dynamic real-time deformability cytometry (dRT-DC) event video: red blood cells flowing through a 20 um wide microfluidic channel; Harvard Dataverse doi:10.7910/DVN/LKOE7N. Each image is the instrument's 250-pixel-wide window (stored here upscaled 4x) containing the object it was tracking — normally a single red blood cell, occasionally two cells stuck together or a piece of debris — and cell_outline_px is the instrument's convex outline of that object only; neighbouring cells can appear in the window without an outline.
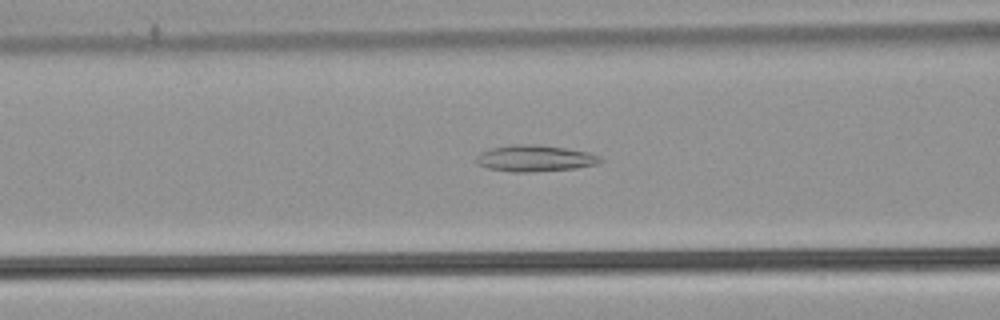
{"species": "common noctule bat (a hibernating species)", "species_latin": "Nyctalus noctula", "temperature_condition": "warm", "stored_images_in_passage": 43, "camera_frame_rate_fps": 3000, "um_per_image_px": 0.085, "animal": {"sex": "male", "body_mass_g": 21.5, "forearm_length_mm": 52.0}, "frame": {"image": 1, "passage_image": 12, "time_ms": 3.667, "image_size_px": [1000, 320], "cell_outline_px": [[604, 160], [596, 164], [576, 168], [532, 172], [512, 172], [488, 168], [476, 164], [476, 156], [480, 152], [492, 148], [512, 144], [540, 144], [568, 148], [588, 152], [600, 156]], "centroid_in_image_um": [45.46, 13.45], "position_along_channel_um": 121.1, "area_um2": 19.31}}
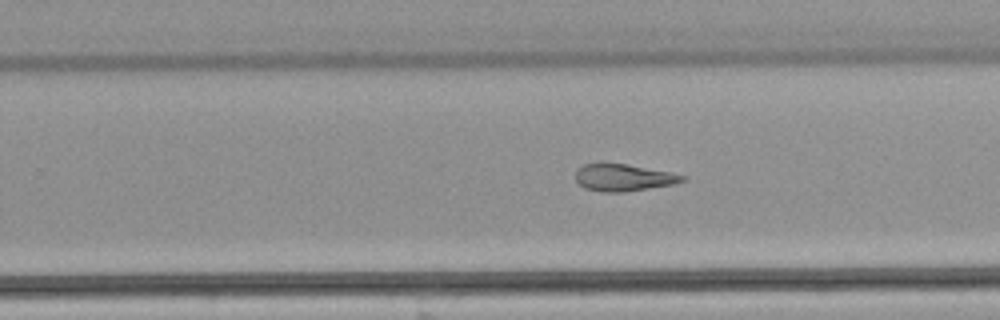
{"frame": {"image": 2, "passage_image": 24, "time_ms": 7.667, "image_size_px": [1000, 320], "cell_outline_px": [[688, 176], [684, 180], [672, 184], [624, 192], [600, 192], [584, 188], [576, 180], [576, 172], [584, 164], [628, 164], [672, 172]], "centroid_in_image_um": [53.02, 15.1], "position_along_channel_um": 276.8, "area_um2": 16.65}}
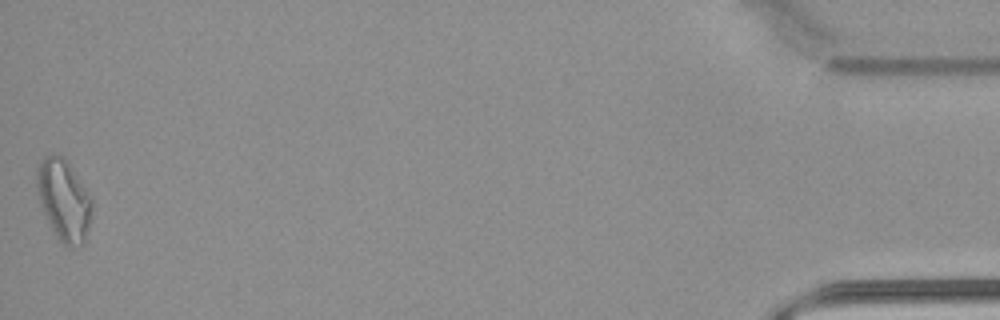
{"frame": {"image": 3, "passage_image": 43, "time_ms": 14.0, "image_size_px": [1000, 320], "cell_outline_px": [[92, 212], [84, 244], [80, 248], [72, 248], [64, 244], [56, 236], [40, 204], [36, 184], [36, 172], [44, 156], [52, 152], [56, 152], [64, 156], [92, 200]], "centroid_in_image_um": [5.42, 17.0], "position_along_channel_um": 429.8, "area_um2": 26.07}, "authors_computed_cell_mechanics": {"area_um2": 18.9006, "velocity_mm_per_s": 3.9093, "shape_relaxation_time_tau1_ms": null, "shape_relaxation_time_tau2_ms": 2.7989, "deformation_change_tau1": null, "deformation_change_tau2": 0.114}}